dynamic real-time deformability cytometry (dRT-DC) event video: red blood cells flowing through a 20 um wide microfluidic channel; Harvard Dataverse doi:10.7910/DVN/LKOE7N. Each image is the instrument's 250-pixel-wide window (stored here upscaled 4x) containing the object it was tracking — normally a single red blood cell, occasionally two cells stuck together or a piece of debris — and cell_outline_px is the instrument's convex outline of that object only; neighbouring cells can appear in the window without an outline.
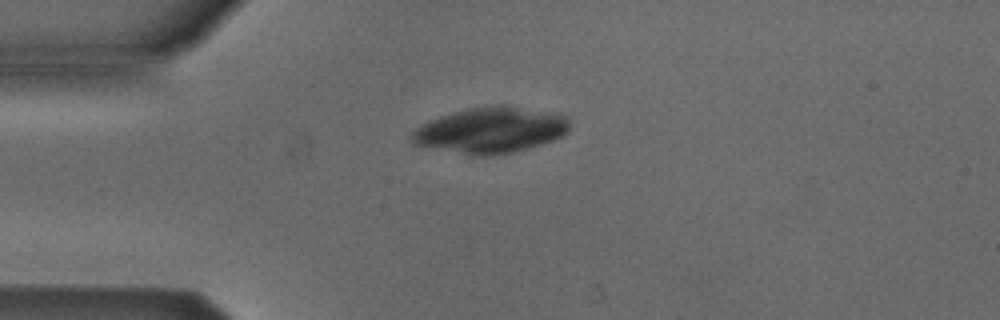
{"species": "Egyptian fruit bat (a non-hibernating species)", "species_latin": "Rousettus aegyptiacus", "temperature_condition": "cold", "stored_images_in_passage": 40, "camera_frame_rate_fps": 3000, "um_per_image_px": 0.085, "animal": {"sex": "male"}, "frame": {"image": 1, "passage_image": 1, "time_ms": 0.0, "image_size_px": [1000, 320], "cell_outline_px": [[568, 132], [552, 140], [540, 144], [512, 152], [492, 156], [472, 156], [412, 144], [408, 136], [416, 128], [428, 120], [452, 112], [468, 108], [496, 104], [512, 104], [556, 112], [568, 116]], "centroid_in_image_um": [41.69, 11.04], "position_along_channel_um": 43.3, "area_um2": 42.95}}
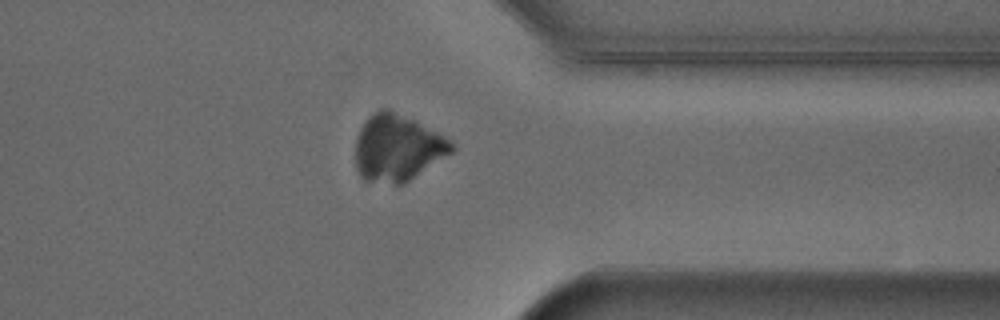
{"frame": {"image": 2, "passage_image": 29, "time_ms": 9.333, "image_size_px": [1000, 320], "cell_outline_px": [[456, 148], [452, 152], [404, 184], [396, 184], [364, 180], [360, 176], [356, 168], [356, 136], [364, 120], [372, 112], [380, 108], [388, 108], [452, 140]], "centroid_in_image_um": [33.75, 12.57], "position_along_channel_um": 377.6, "area_um2": 37.22}}
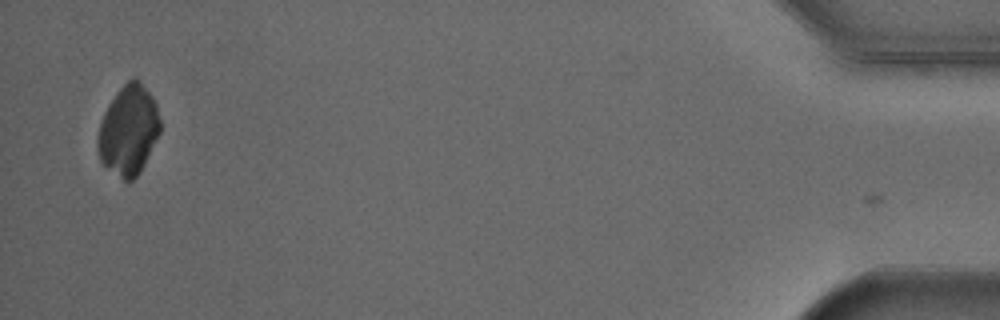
{"frame": {"image": 3, "passage_image": 39, "time_ms": 12.667, "image_size_px": [1000, 320], "cell_outline_px": [[160, 132], [140, 172], [132, 180], [124, 180], [104, 164], [100, 160], [96, 144], [96, 140], [100, 120], [108, 104], [116, 92], [132, 76], [136, 76], [140, 80], [152, 96], [156, 104], [160, 120]], "centroid_in_image_um": [10.91, 11.02], "position_along_channel_um": 424.3, "area_um2": 32.66}}